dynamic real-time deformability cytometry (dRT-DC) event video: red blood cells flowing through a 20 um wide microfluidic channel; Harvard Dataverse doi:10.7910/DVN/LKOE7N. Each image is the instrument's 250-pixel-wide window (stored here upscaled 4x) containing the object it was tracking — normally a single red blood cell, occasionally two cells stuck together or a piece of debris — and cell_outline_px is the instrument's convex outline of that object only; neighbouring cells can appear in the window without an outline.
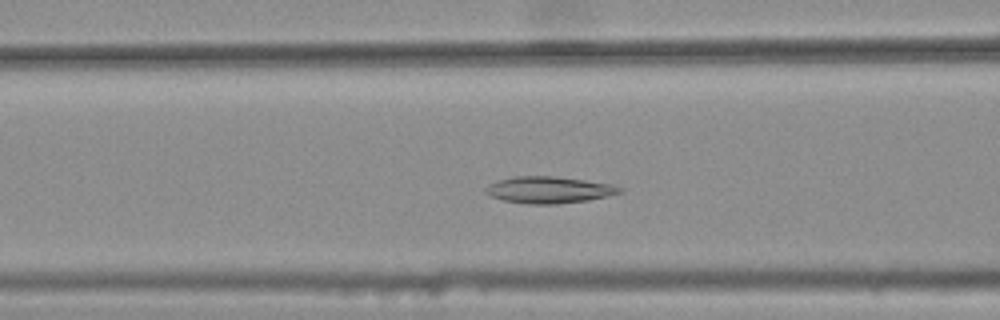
{"species": "common noctule bat (a hibernating species)", "species_latin": "Nyctalus noctula", "temperature_condition": "warm", "stored_images_in_passage": 38, "camera_frame_rate_fps": 3000, "um_per_image_px": 0.085, "animal": {"sex": "female", "body_mass_g": 25.1}, "frame": {"image": 1, "passage_image": 18, "time_ms": 5.667, "image_size_px": [1000, 320], "cell_outline_px": [[624, 192], [588, 200], [556, 204], [528, 204], [504, 200], [488, 196], [484, 192], [484, 188], [488, 184], [496, 180], [512, 176], [556, 176], [612, 184], [624, 188]], "centroid_in_image_um": [46.62, 16.13], "position_along_channel_um": 120.0, "area_um2": 21.1}}
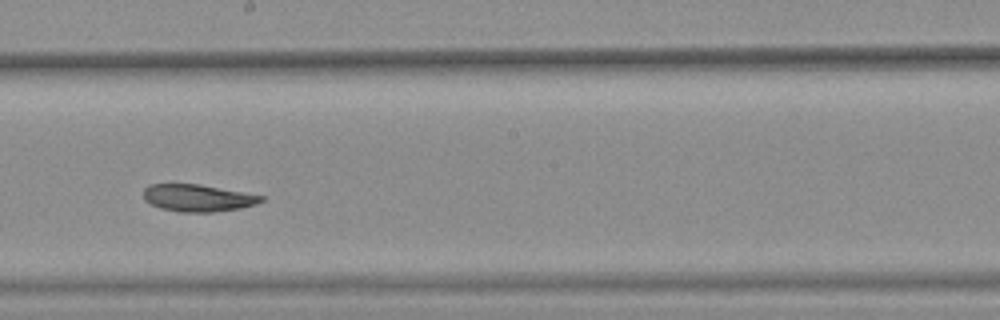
{"frame": {"image": 2, "passage_image": 27, "time_ms": 8.667, "image_size_px": [1000, 320], "cell_outline_px": [[264, 200], [256, 204], [240, 208], [212, 212], [180, 212], [160, 208], [144, 200], [144, 188], [148, 184], [200, 184], [264, 196]], "centroid_in_image_um": [16.8, 16.82], "position_along_channel_um": 231.4, "area_um2": 18.55}}
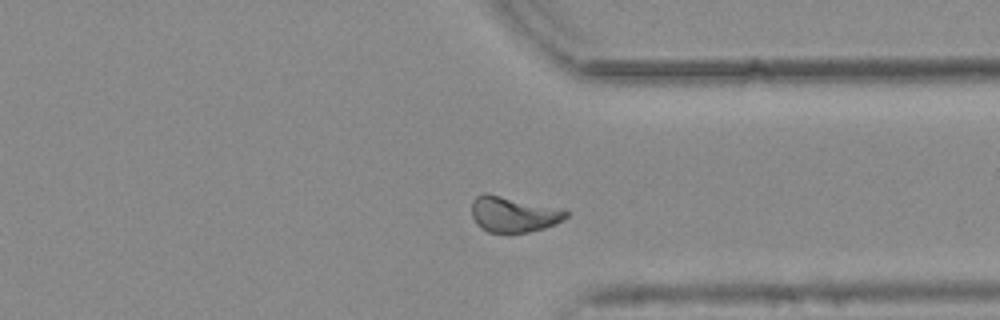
{"frame": {"image": 3, "passage_image": 38, "time_ms": 12.333, "image_size_px": [1000, 320], "cell_outline_px": [[572, 212], [568, 216], [544, 228], [528, 232], [488, 232], [480, 228], [476, 224], [472, 216], [472, 200], [476, 196], [484, 192], [488, 192], [564, 208]], "centroid_in_image_um": [43.65, 18.17], "position_along_channel_um": 367.8, "area_um2": 20.06}, "authors_computed_cell_mechanics": {"area_um2": 19.8254, "velocity_mm_per_s": 3.7248, "shape_relaxation_time_tau1_ms": null, "shape_relaxation_time_tau2_ms": 5.2391, "deformation_change_tau1": null, "deformation_change_tau2": 0.0861}}